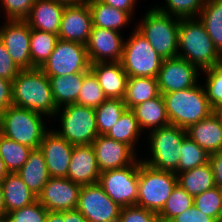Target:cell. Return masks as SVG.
<instances>
[{"label":"cell","instance_id":"6da1fadb","mask_svg":"<svg viewBox=\"0 0 222 222\" xmlns=\"http://www.w3.org/2000/svg\"><path fill=\"white\" fill-rule=\"evenodd\" d=\"M13 106L46 115L57 114L50 80L40 68L21 69L12 81Z\"/></svg>","mask_w":222,"mask_h":222},{"label":"cell","instance_id":"7a4b0ae2","mask_svg":"<svg viewBox=\"0 0 222 222\" xmlns=\"http://www.w3.org/2000/svg\"><path fill=\"white\" fill-rule=\"evenodd\" d=\"M178 38V49L183 51L178 52V56L202 71L214 67L222 60V54L199 18L180 19Z\"/></svg>","mask_w":222,"mask_h":222},{"label":"cell","instance_id":"3957f363","mask_svg":"<svg viewBox=\"0 0 222 222\" xmlns=\"http://www.w3.org/2000/svg\"><path fill=\"white\" fill-rule=\"evenodd\" d=\"M162 96L170 124L183 129H187L214 112L204 87L199 84L185 90L164 93Z\"/></svg>","mask_w":222,"mask_h":222},{"label":"cell","instance_id":"277c9868","mask_svg":"<svg viewBox=\"0 0 222 222\" xmlns=\"http://www.w3.org/2000/svg\"><path fill=\"white\" fill-rule=\"evenodd\" d=\"M42 115L12 105L0 114V134L32 149H39L48 131Z\"/></svg>","mask_w":222,"mask_h":222},{"label":"cell","instance_id":"5b68a950","mask_svg":"<svg viewBox=\"0 0 222 222\" xmlns=\"http://www.w3.org/2000/svg\"><path fill=\"white\" fill-rule=\"evenodd\" d=\"M136 30L147 39L162 59L178 56L179 18L162 13L155 8L147 11Z\"/></svg>","mask_w":222,"mask_h":222},{"label":"cell","instance_id":"8992f818","mask_svg":"<svg viewBox=\"0 0 222 222\" xmlns=\"http://www.w3.org/2000/svg\"><path fill=\"white\" fill-rule=\"evenodd\" d=\"M177 184L175 172L157 170L142 161L139 165L136 205L159 214Z\"/></svg>","mask_w":222,"mask_h":222},{"label":"cell","instance_id":"52a82bcc","mask_svg":"<svg viewBox=\"0 0 222 222\" xmlns=\"http://www.w3.org/2000/svg\"><path fill=\"white\" fill-rule=\"evenodd\" d=\"M149 134L152 157L142 161L157 170L172 171L177 174L181 144L187 137L186 129L170 124L152 130Z\"/></svg>","mask_w":222,"mask_h":222},{"label":"cell","instance_id":"ba28073f","mask_svg":"<svg viewBox=\"0 0 222 222\" xmlns=\"http://www.w3.org/2000/svg\"><path fill=\"white\" fill-rule=\"evenodd\" d=\"M59 111L62 131L55 132L71 145L92 144L98 137L95 108L74 103L58 108L57 116Z\"/></svg>","mask_w":222,"mask_h":222},{"label":"cell","instance_id":"9c48e42d","mask_svg":"<svg viewBox=\"0 0 222 222\" xmlns=\"http://www.w3.org/2000/svg\"><path fill=\"white\" fill-rule=\"evenodd\" d=\"M163 59L136 29L124 43L120 63L128 77H154Z\"/></svg>","mask_w":222,"mask_h":222},{"label":"cell","instance_id":"30bf717a","mask_svg":"<svg viewBox=\"0 0 222 222\" xmlns=\"http://www.w3.org/2000/svg\"><path fill=\"white\" fill-rule=\"evenodd\" d=\"M142 160L130 166L111 169L100 173L98 184L121 208L136 205L138 197L139 165Z\"/></svg>","mask_w":222,"mask_h":222},{"label":"cell","instance_id":"8fae6325","mask_svg":"<svg viewBox=\"0 0 222 222\" xmlns=\"http://www.w3.org/2000/svg\"><path fill=\"white\" fill-rule=\"evenodd\" d=\"M40 69L48 78L89 72L90 61L86 45L58 39L53 52Z\"/></svg>","mask_w":222,"mask_h":222},{"label":"cell","instance_id":"7c38bea8","mask_svg":"<svg viewBox=\"0 0 222 222\" xmlns=\"http://www.w3.org/2000/svg\"><path fill=\"white\" fill-rule=\"evenodd\" d=\"M89 222H118L121 207L98 184L82 185L76 208Z\"/></svg>","mask_w":222,"mask_h":222},{"label":"cell","instance_id":"4fadbf2b","mask_svg":"<svg viewBox=\"0 0 222 222\" xmlns=\"http://www.w3.org/2000/svg\"><path fill=\"white\" fill-rule=\"evenodd\" d=\"M199 70L197 66L179 56L163 59L156 77L159 92L161 94L170 93L197 85Z\"/></svg>","mask_w":222,"mask_h":222},{"label":"cell","instance_id":"5bb4252c","mask_svg":"<svg viewBox=\"0 0 222 222\" xmlns=\"http://www.w3.org/2000/svg\"><path fill=\"white\" fill-rule=\"evenodd\" d=\"M30 31L25 20H8L0 28V40L20 69H31Z\"/></svg>","mask_w":222,"mask_h":222},{"label":"cell","instance_id":"9a60e30c","mask_svg":"<svg viewBox=\"0 0 222 222\" xmlns=\"http://www.w3.org/2000/svg\"><path fill=\"white\" fill-rule=\"evenodd\" d=\"M81 185L68 178L51 177L38 196L39 203L47 210L64 212L76 209Z\"/></svg>","mask_w":222,"mask_h":222},{"label":"cell","instance_id":"2e32d148","mask_svg":"<svg viewBox=\"0 0 222 222\" xmlns=\"http://www.w3.org/2000/svg\"><path fill=\"white\" fill-rule=\"evenodd\" d=\"M120 33L111 29L92 27L86 43L90 64L120 62L125 43Z\"/></svg>","mask_w":222,"mask_h":222},{"label":"cell","instance_id":"e0dca14e","mask_svg":"<svg viewBox=\"0 0 222 222\" xmlns=\"http://www.w3.org/2000/svg\"><path fill=\"white\" fill-rule=\"evenodd\" d=\"M92 27V14L87 1L66 5L61 17L58 38L86 45Z\"/></svg>","mask_w":222,"mask_h":222},{"label":"cell","instance_id":"ac0fdd59","mask_svg":"<svg viewBox=\"0 0 222 222\" xmlns=\"http://www.w3.org/2000/svg\"><path fill=\"white\" fill-rule=\"evenodd\" d=\"M91 145L100 172L130 166L137 160L129 145L106 135H98Z\"/></svg>","mask_w":222,"mask_h":222},{"label":"cell","instance_id":"d6986e66","mask_svg":"<svg viewBox=\"0 0 222 222\" xmlns=\"http://www.w3.org/2000/svg\"><path fill=\"white\" fill-rule=\"evenodd\" d=\"M73 145L58 135L54 129L48 130L40 143L50 177L66 178L73 152Z\"/></svg>","mask_w":222,"mask_h":222},{"label":"cell","instance_id":"ffe728a7","mask_svg":"<svg viewBox=\"0 0 222 222\" xmlns=\"http://www.w3.org/2000/svg\"><path fill=\"white\" fill-rule=\"evenodd\" d=\"M100 173L92 145H75L66 178L81 186L92 185L98 183Z\"/></svg>","mask_w":222,"mask_h":222},{"label":"cell","instance_id":"44dd1931","mask_svg":"<svg viewBox=\"0 0 222 222\" xmlns=\"http://www.w3.org/2000/svg\"><path fill=\"white\" fill-rule=\"evenodd\" d=\"M90 71L97 78L107 98H124L128 75L120 62L92 63Z\"/></svg>","mask_w":222,"mask_h":222},{"label":"cell","instance_id":"7402d4cb","mask_svg":"<svg viewBox=\"0 0 222 222\" xmlns=\"http://www.w3.org/2000/svg\"><path fill=\"white\" fill-rule=\"evenodd\" d=\"M65 6L54 0H36L24 20L31 29L58 35Z\"/></svg>","mask_w":222,"mask_h":222},{"label":"cell","instance_id":"603a6c76","mask_svg":"<svg viewBox=\"0 0 222 222\" xmlns=\"http://www.w3.org/2000/svg\"><path fill=\"white\" fill-rule=\"evenodd\" d=\"M186 133L209 155L222 150V126L214 112L196 124L190 125Z\"/></svg>","mask_w":222,"mask_h":222},{"label":"cell","instance_id":"cb8c5ba5","mask_svg":"<svg viewBox=\"0 0 222 222\" xmlns=\"http://www.w3.org/2000/svg\"><path fill=\"white\" fill-rule=\"evenodd\" d=\"M17 174L23 182L37 197L41 194L43 187L51 178L46 166L43 153L39 149H33L26 163Z\"/></svg>","mask_w":222,"mask_h":222},{"label":"cell","instance_id":"d4e9b609","mask_svg":"<svg viewBox=\"0 0 222 222\" xmlns=\"http://www.w3.org/2000/svg\"><path fill=\"white\" fill-rule=\"evenodd\" d=\"M1 186L6 214L28 206L38 200V197L33 194L17 173H9L1 182Z\"/></svg>","mask_w":222,"mask_h":222},{"label":"cell","instance_id":"484cf974","mask_svg":"<svg viewBox=\"0 0 222 222\" xmlns=\"http://www.w3.org/2000/svg\"><path fill=\"white\" fill-rule=\"evenodd\" d=\"M142 130L147 127L152 131L170 125L162 94L131 108Z\"/></svg>","mask_w":222,"mask_h":222},{"label":"cell","instance_id":"4316f807","mask_svg":"<svg viewBox=\"0 0 222 222\" xmlns=\"http://www.w3.org/2000/svg\"><path fill=\"white\" fill-rule=\"evenodd\" d=\"M88 72L49 77L52 96L57 108L77 102L84 76Z\"/></svg>","mask_w":222,"mask_h":222},{"label":"cell","instance_id":"83f0119b","mask_svg":"<svg viewBox=\"0 0 222 222\" xmlns=\"http://www.w3.org/2000/svg\"><path fill=\"white\" fill-rule=\"evenodd\" d=\"M92 14L94 27L119 30L131 21V15L127 11H122L111 7L100 0H87Z\"/></svg>","mask_w":222,"mask_h":222},{"label":"cell","instance_id":"f1b7e54d","mask_svg":"<svg viewBox=\"0 0 222 222\" xmlns=\"http://www.w3.org/2000/svg\"><path fill=\"white\" fill-rule=\"evenodd\" d=\"M176 175L178 184L192 197L215 187L214 176L209 162Z\"/></svg>","mask_w":222,"mask_h":222},{"label":"cell","instance_id":"f546056e","mask_svg":"<svg viewBox=\"0 0 222 222\" xmlns=\"http://www.w3.org/2000/svg\"><path fill=\"white\" fill-rule=\"evenodd\" d=\"M159 94L157 78L128 77L123 101L127 109H131L138 104L157 97Z\"/></svg>","mask_w":222,"mask_h":222},{"label":"cell","instance_id":"4dcf8cb0","mask_svg":"<svg viewBox=\"0 0 222 222\" xmlns=\"http://www.w3.org/2000/svg\"><path fill=\"white\" fill-rule=\"evenodd\" d=\"M198 17L222 54V0H206Z\"/></svg>","mask_w":222,"mask_h":222},{"label":"cell","instance_id":"1f68e13d","mask_svg":"<svg viewBox=\"0 0 222 222\" xmlns=\"http://www.w3.org/2000/svg\"><path fill=\"white\" fill-rule=\"evenodd\" d=\"M58 35L31 29L30 31V54H31V69L40 68L50 54L53 52L58 41Z\"/></svg>","mask_w":222,"mask_h":222},{"label":"cell","instance_id":"d6a6232c","mask_svg":"<svg viewBox=\"0 0 222 222\" xmlns=\"http://www.w3.org/2000/svg\"><path fill=\"white\" fill-rule=\"evenodd\" d=\"M140 132L142 131L133 111L126 109L106 136L129 145L135 151L134 146L138 141V136L141 135Z\"/></svg>","mask_w":222,"mask_h":222},{"label":"cell","instance_id":"836d02e7","mask_svg":"<svg viewBox=\"0 0 222 222\" xmlns=\"http://www.w3.org/2000/svg\"><path fill=\"white\" fill-rule=\"evenodd\" d=\"M33 149L0 134V157L9 173H17Z\"/></svg>","mask_w":222,"mask_h":222},{"label":"cell","instance_id":"e575fe53","mask_svg":"<svg viewBox=\"0 0 222 222\" xmlns=\"http://www.w3.org/2000/svg\"><path fill=\"white\" fill-rule=\"evenodd\" d=\"M127 109L123 99L107 98L95 108L96 125L99 135H106Z\"/></svg>","mask_w":222,"mask_h":222},{"label":"cell","instance_id":"d590c367","mask_svg":"<svg viewBox=\"0 0 222 222\" xmlns=\"http://www.w3.org/2000/svg\"><path fill=\"white\" fill-rule=\"evenodd\" d=\"M180 150L178 173L209 162V154L188 136L183 140Z\"/></svg>","mask_w":222,"mask_h":222},{"label":"cell","instance_id":"8d00e7d4","mask_svg":"<svg viewBox=\"0 0 222 222\" xmlns=\"http://www.w3.org/2000/svg\"><path fill=\"white\" fill-rule=\"evenodd\" d=\"M193 206V197L188 194L179 184L167 199V202L158 214L161 222H170L177 215L182 214Z\"/></svg>","mask_w":222,"mask_h":222},{"label":"cell","instance_id":"74e56055","mask_svg":"<svg viewBox=\"0 0 222 222\" xmlns=\"http://www.w3.org/2000/svg\"><path fill=\"white\" fill-rule=\"evenodd\" d=\"M107 97L97 81L95 75L89 71L83 79L82 88L79 92L76 104L96 108L100 106Z\"/></svg>","mask_w":222,"mask_h":222},{"label":"cell","instance_id":"f35d334b","mask_svg":"<svg viewBox=\"0 0 222 222\" xmlns=\"http://www.w3.org/2000/svg\"><path fill=\"white\" fill-rule=\"evenodd\" d=\"M166 7L155 6V9L175 18H196L202 11L206 0H165ZM167 8V9H166Z\"/></svg>","mask_w":222,"mask_h":222},{"label":"cell","instance_id":"ab89813d","mask_svg":"<svg viewBox=\"0 0 222 222\" xmlns=\"http://www.w3.org/2000/svg\"><path fill=\"white\" fill-rule=\"evenodd\" d=\"M206 73L204 87L206 97L213 110L222 108V60L214 67L203 70Z\"/></svg>","mask_w":222,"mask_h":222},{"label":"cell","instance_id":"60d3db41","mask_svg":"<svg viewBox=\"0 0 222 222\" xmlns=\"http://www.w3.org/2000/svg\"><path fill=\"white\" fill-rule=\"evenodd\" d=\"M193 205L203 214L217 221L222 216L220 187H214L193 197Z\"/></svg>","mask_w":222,"mask_h":222},{"label":"cell","instance_id":"b9f144b4","mask_svg":"<svg viewBox=\"0 0 222 222\" xmlns=\"http://www.w3.org/2000/svg\"><path fill=\"white\" fill-rule=\"evenodd\" d=\"M48 211L36 202L20 209L13 210L5 216L6 222H45Z\"/></svg>","mask_w":222,"mask_h":222},{"label":"cell","instance_id":"7bdbcfd3","mask_svg":"<svg viewBox=\"0 0 222 222\" xmlns=\"http://www.w3.org/2000/svg\"><path fill=\"white\" fill-rule=\"evenodd\" d=\"M118 222H161L157 213L132 205L121 208Z\"/></svg>","mask_w":222,"mask_h":222},{"label":"cell","instance_id":"ee69618b","mask_svg":"<svg viewBox=\"0 0 222 222\" xmlns=\"http://www.w3.org/2000/svg\"><path fill=\"white\" fill-rule=\"evenodd\" d=\"M8 20H24L36 0H0Z\"/></svg>","mask_w":222,"mask_h":222},{"label":"cell","instance_id":"f6af8a7d","mask_svg":"<svg viewBox=\"0 0 222 222\" xmlns=\"http://www.w3.org/2000/svg\"><path fill=\"white\" fill-rule=\"evenodd\" d=\"M20 70L21 69L14 63L5 45L0 40V77L13 81Z\"/></svg>","mask_w":222,"mask_h":222},{"label":"cell","instance_id":"bcb514c9","mask_svg":"<svg viewBox=\"0 0 222 222\" xmlns=\"http://www.w3.org/2000/svg\"><path fill=\"white\" fill-rule=\"evenodd\" d=\"M45 222H89L77 209L64 212L48 211Z\"/></svg>","mask_w":222,"mask_h":222},{"label":"cell","instance_id":"7dc6e473","mask_svg":"<svg viewBox=\"0 0 222 222\" xmlns=\"http://www.w3.org/2000/svg\"><path fill=\"white\" fill-rule=\"evenodd\" d=\"M170 222H216L212 217L200 212L194 205L177 215Z\"/></svg>","mask_w":222,"mask_h":222},{"label":"cell","instance_id":"c3c4849f","mask_svg":"<svg viewBox=\"0 0 222 222\" xmlns=\"http://www.w3.org/2000/svg\"><path fill=\"white\" fill-rule=\"evenodd\" d=\"M12 105V81L0 77V114Z\"/></svg>","mask_w":222,"mask_h":222},{"label":"cell","instance_id":"681fc988","mask_svg":"<svg viewBox=\"0 0 222 222\" xmlns=\"http://www.w3.org/2000/svg\"><path fill=\"white\" fill-rule=\"evenodd\" d=\"M209 164L212 168L215 187L222 188V150L209 155Z\"/></svg>","mask_w":222,"mask_h":222},{"label":"cell","instance_id":"f907efd6","mask_svg":"<svg viewBox=\"0 0 222 222\" xmlns=\"http://www.w3.org/2000/svg\"><path fill=\"white\" fill-rule=\"evenodd\" d=\"M101 2L117 8L122 11H127L131 16L133 15V8L135 7L136 0H100Z\"/></svg>","mask_w":222,"mask_h":222},{"label":"cell","instance_id":"816d5d0a","mask_svg":"<svg viewBox=\"0 0 222 222\" xmlns=\"http://www.w3.org/2000/svg\"><path fill=\"white\" fill-rule=\"evenodd\" d=\"M6 215L7 214H6L5 203H4L3 189L0 184V219H5Z\"/></svg>","mask_w":222,"mask_h":222},{"label":"cell","instance_id":"f5cc1de1","mask_svg":"<svg viewBox=\"0 0 222 222\" xmlns=\"http://www.w3.org/2000/svg\"><path fill=\"white\" fill-rule=\"evenodd\" d=\"M8 174H9V171L6 168V165L3 159L0 157V184L7 177Z\"/></svg>","mask_w":222,"mask_h":222},{"label":"cell","instance_id":"db71d44e","mask_svg":"<svg viewBox=\"0 0 222 222\" xmlns=\"http://www.w3.org/2000/svg\"><path fill=\"white\" fill-rule=\"evenodd\" d=\"M54 1H57V2L62 3L64 5H73V4L83 3L87 0H54Z\"/></svg>","mask_w":222,"mask_h":222},{"label":"cell","instance_id":"11a10c76","mask_svg":"<svg viewBox=\"0 0 222 222\" xmlns=\"http://www.w3.org/2000/svg\"><path fill=\"white\" fill-rule=\"evenodd\" d=\"M214 113L217 115V117L220 120L221 126H222V108L214 110Z\"/></svg>","mask_w":222,"mask_h":222},{"label":"cell","instance_id":"9f6ffc18","mask_svg":"<svg viewBox=\"0 0 222 222\" xmlns=\"http://www.w3.org/2000/svg\"><path fill=\"white\" fill-rule=\"evenodd\" d=\"M216 222H222V216Z\"/></svg>","mask_w":222,"mask_h":222},{"label":"cell","instance_id":"6f0895ef","mask_svg":"<svg viewBox=\"0 0 222 222\" xmlns=\"http://www.w3.org/2000/svg\"><path fill=\"white\" fill-rule=\"evenodd\" d=\"M0 222H6V220L5 219H0Z\"/></svg>","mask_w":222,"mask_h":222},{"label":"cell","instance_id":"680465c9","mask_svg":"<svg viewBox=\"0 0 222 222\" xmlns=\"http://www.w3.org/2000/svg\"><path fill=\"white\" fill-rule=\"evenodd\" d=\"M220 192H221V200H222V188H220Z\"/></svg>","mask_w":222,"mask_h":222}]
</instances>
